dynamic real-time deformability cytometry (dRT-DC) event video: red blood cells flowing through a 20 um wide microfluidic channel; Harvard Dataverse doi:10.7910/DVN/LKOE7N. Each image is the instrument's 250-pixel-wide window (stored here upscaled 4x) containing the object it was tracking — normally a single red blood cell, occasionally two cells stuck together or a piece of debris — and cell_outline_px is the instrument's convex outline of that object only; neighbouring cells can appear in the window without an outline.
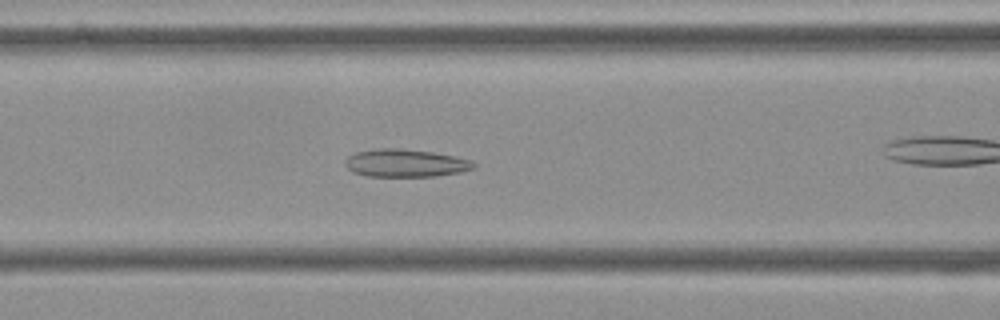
{"species": "Egyptian fruit bat (a non-hibernating species)", "species_latin": "Rousettus aegyptiacus", "temperature_condition": "cold", "stored_images_in_passage": 44, "camera_frame_rate_fps": 3000, "um_per_image_px": 0.085, "frame": {"image": 1, "passage_image": 10, "time_ms": 3.0, "image_size_px": [1000, 320], "cell_outline_px": [[476, 168], [460, 172], [432, 176], [368, 176], [352, 172], [344, 164], [344, 160], [348, 156], [356, 152], [376, 148], [400, 148], [432, 152], [452, 156], [468, 160], [476, 164]], "centroid_in_image_um": [34.41, 13.86], "position_along_channel_um": 132.2, "area_um2": 20.69}}
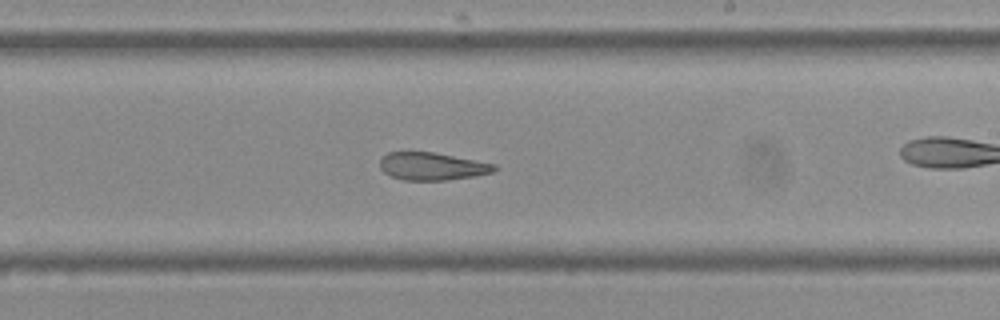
{"frame": {"image": 2, "passage_image": 20, "time_ms": 6.333, "image_size_px": [1000, 320], "cell_outline_px": [[496, 168], [492, 172], [472, 176], [444, 180], [404, 180], [392, 176], [384, 172], [380, 168], [380, 160], [388, 152], [432, 152], [496, 164]], "centroid_in_image_um": [36.7, 14.13], "position_along_channel_um": 252.3, "area_um2": 18.09}}
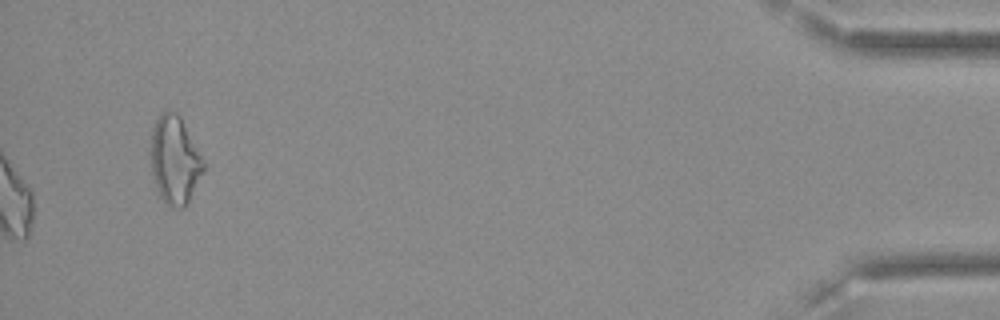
{"frame": {"image": 3, "passage_image": 44, "time_ms": 14.333, "image_size_px": [1000, 320], "cell_outline_px": [[204, 168], [188, 204], [184, 208], [176, 208], [168, 204], [160, 196], [156, 188], [152, 172], [148, 152], [152, 128], [160, 112], [168, 108], [176, 112], [180, 116], [204, 160]], "centroid_in_image_um": [14.81, 13.56], "position_along_channel_um": 420.4, "area_um2": 27.46}, "authors_computed_cell_mechanics": {"area_um2": 20.9236, "velocity_mm_per_s": 3.6046, "shape_relaxation_time_tau1_ms": null, "shape_relaxation_time_tau2_ms": 3.4984, "deformation_change_tau1": null, "deformation_change_tau2": 0.1116}}